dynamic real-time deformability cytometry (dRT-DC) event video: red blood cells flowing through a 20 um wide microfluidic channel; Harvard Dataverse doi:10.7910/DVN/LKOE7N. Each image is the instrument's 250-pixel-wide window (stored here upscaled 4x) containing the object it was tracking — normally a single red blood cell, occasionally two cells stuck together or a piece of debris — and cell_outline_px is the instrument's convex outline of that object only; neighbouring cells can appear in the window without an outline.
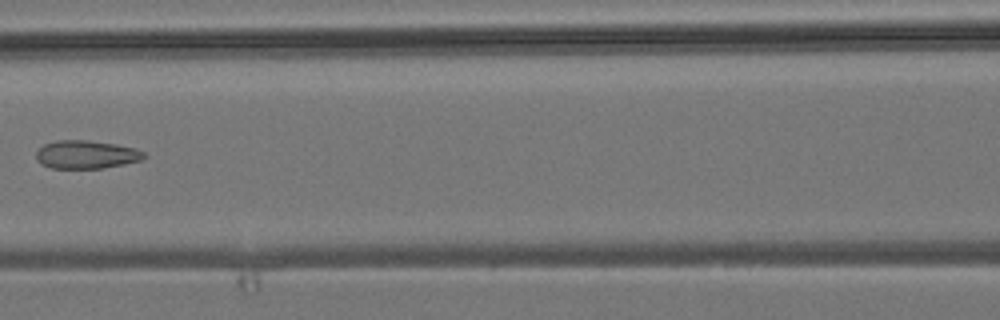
{"species": "common noctule bat (a hibernating species)", "species_latin": "Nyctalus noctula", "temperature_condition": "room temperature", "stored_images_in_passage": 6, "camera_frame_rate_fps": 3000, "um_per_image_px": 0.085, "animal": {"sex": "male", "body_mass_g": 19.2, "forearm_length_mm": 51.8}, "frame": {"image": 1, "passage_image": 6, "time_ms": 6.667, "image_size_px": [1000, 320], "cell_outline_px": [[148, 156], [140, 160], [124, 164], [104, 168], [52, 168], [36, 160], [36, 152], [44, 144], [56, 140], [88, 140], [116, 144], [136, 148], [144, 152]], "centroid_in_image_um": [7.36, 13.13], "position_along_channel_um": 159.2, "area_um2": 17.74}}